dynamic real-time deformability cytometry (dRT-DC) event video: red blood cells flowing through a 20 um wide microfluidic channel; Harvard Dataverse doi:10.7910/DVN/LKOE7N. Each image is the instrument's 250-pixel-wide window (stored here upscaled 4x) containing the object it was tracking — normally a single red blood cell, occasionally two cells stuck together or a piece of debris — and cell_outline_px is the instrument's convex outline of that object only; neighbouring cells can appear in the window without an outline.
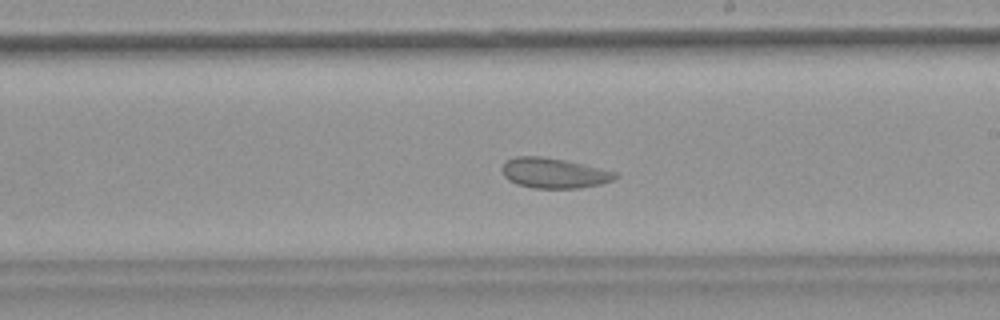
{"species": "common noctule bat (a hibernating species)", "species_latin": "Nyctalus noctula", "temperature_condition": "warm", "stored_images_in_passage": 43, "camera_frame_rate_fps": 3000, "um_per_image_px": 0.085, "animal": {"sex": "female", "body_mass_g": 18.4}, "frame": {"image": 1, "passage_image": 21, "time_ms": 6.667, "image_size_px": [1000, 320], "cell_outline_px": [[620, 176], [612, 180], [600, 184], [580, 188], [536, 188], [516, 184], [508, 180], [504, 176], [500, 168], [504, 160], [516, 156], [540, 156], [564, 160], [584, 164], [616, 172]], "centroid_in_image_um": [47.04, 14.7], "position_along_channel_um": 242.0, "area_um2": 20.06}}
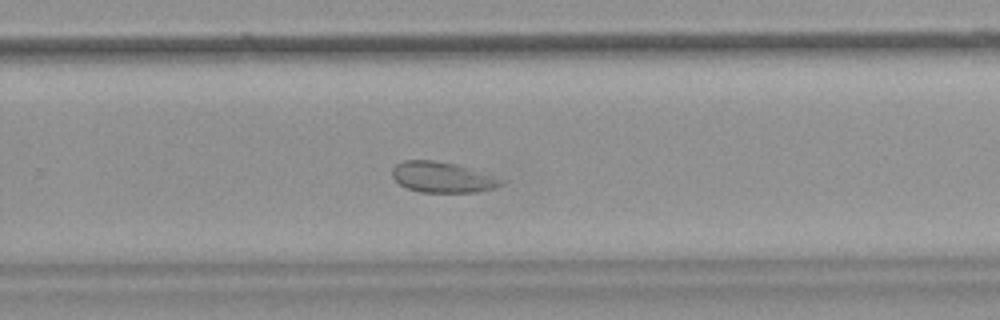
{"frame": {"image": 2, "passage_image": 25, "time_ms": 8.0, "image_size_px": [1000, 320], "cell_outline_px": [[508, 180], [504, 184], [496, 188], [476, 192], [420, 192], [408, 188], [400, 184], [392, 176], [392, 168], [396, 164], [404, 160], [432, 160], [456, 164]], "centroid_in_image_um": [37.65, 15.07], "position_along_channel_um": 292.2, "area_um2": 19.54}}
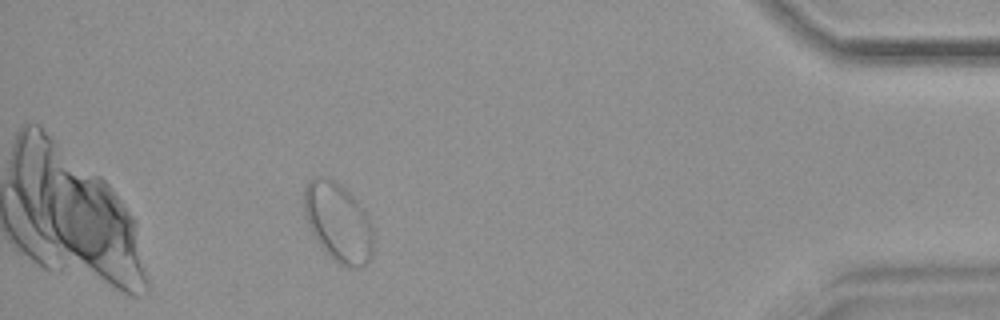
{"frame": {"image": 3, "passage_image": 38, "time_ms": 12.333, "image_size_px": [1000, 320], "cell_outline_px": [[372, 256], [368, 264], [360, 268], [348, 268], [340, 264], [324, 252], [312, 232], [308, 224], [304, 212], [304, 188], [308, 180], [316, 176], [320, 176], [336, 180], [344, 184], [356, 200], [364, 212], [372, 228]], "centroid_in_image_um": [28.73, 18.89], "position_along_channel_um": 406.5, "area_um2": 32.14}, "authors_computed_cell_mechanics": {"area_um2": 22.4264, "velocity_mm_per_s": 3.7773, "shape_relaxation_time_tau1_ms": null, "shape_relaxation_time_tau2_ms": 0.9296, "deformation_change_tau1": null, "deformation_change_tau2": 0.0596}}